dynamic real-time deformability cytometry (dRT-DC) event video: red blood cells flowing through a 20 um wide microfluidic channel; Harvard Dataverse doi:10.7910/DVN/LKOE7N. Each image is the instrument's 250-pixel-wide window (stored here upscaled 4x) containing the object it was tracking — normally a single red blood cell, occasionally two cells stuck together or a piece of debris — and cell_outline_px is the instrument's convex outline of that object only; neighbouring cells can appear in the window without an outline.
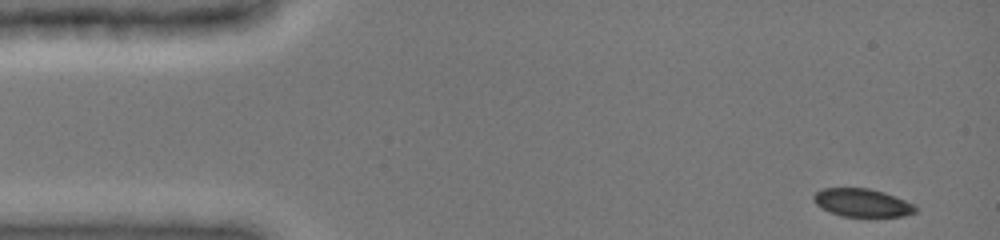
{"species": "common noctule bat (a hibernating species)", "species_latin": "Nyctalus noctula", "temperature_condition": "cold", "stored_images_in_passage": 34, "camera_frame_rate_fps": 3000, "um_per_image_px": 0.085, "animal": {"sex": "female", "body_mass_g": 19.0, "forearm_length_mm": 51.5}, "frame": {"image": 1, "passage_image": 1, "time_ms": 0.0, "image_size_px": [1000, 240], "cell_outline_px": [[916, 212], [904, 216], [840, 216], [828, 212], [820, 208], [812, 200], [812, 196], [816, 192], [824, 188], [868, 188], [884, 192], [916, 204]], "centroid_in_image_um": [73.26, 17.23], "position_along_channel_um": 11.7, "area_um2": 16.82}}
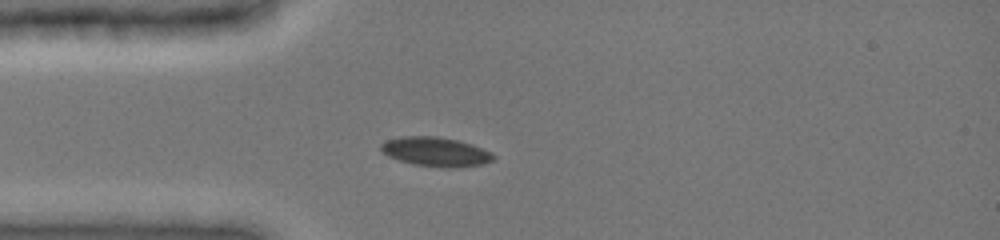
{"frame": {"image": 2, "passage_image": 22, "time_ms": 3.333, "image_size_px": [1000, 240], "cell_outline_px": [[496, 156], [492, 160], [480, 164], [452, 168], [444, 168], [412, 164], [388, 156], [380, 148], [380, 144], [388, 140], [400, 136], [436, 136], [456, 140], [472, 144], [492, 152]], "centroid_in_image_um": [37.03, 12.9], "position_along_channel_um": 48.0, "area_um2": 19.07}}
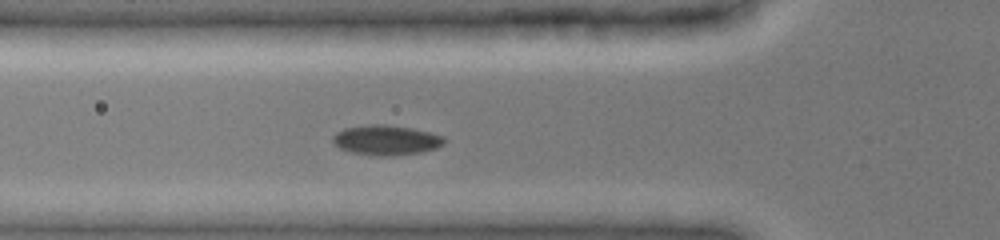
{"frame": {"image": 3, "passage_image": 30, "time_ms": 4.667, "image_size_px": [1000, 240], "cell_outline_px": [[448, 140], [444, 144], [436, 148], [420, 152], [380, 156], [352, 152], [340, 148], [332, 144], [332, 136], [336, 132], [344, 128], [364, 124], [384, 124], [412, 128], [444, 136]], "centroid_in_image_um": [32.8, 11.89], "position_along_channel_um": 93.0, "area_um2": 19.48}}